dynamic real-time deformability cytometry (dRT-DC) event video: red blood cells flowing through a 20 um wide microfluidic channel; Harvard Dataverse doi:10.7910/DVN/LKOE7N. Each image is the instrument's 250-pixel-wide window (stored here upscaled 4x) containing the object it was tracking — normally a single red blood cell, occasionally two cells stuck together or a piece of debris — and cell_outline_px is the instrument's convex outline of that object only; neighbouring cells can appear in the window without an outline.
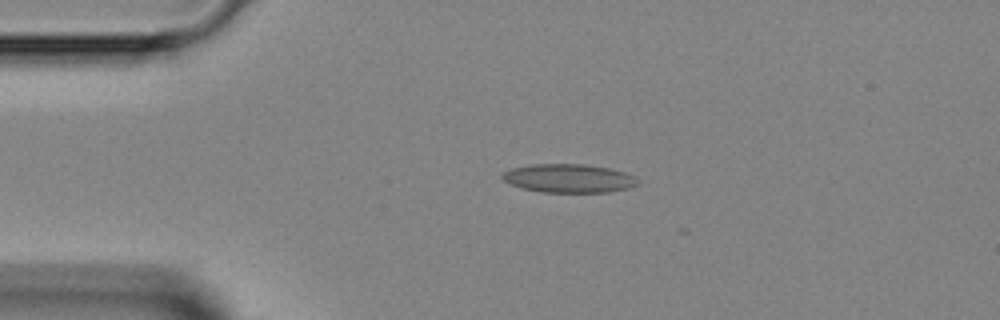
{"species": "Egyptian fruit bat (a non-hibernating species)", "species_latin": "Rousettus aegyptiacus", "temperature_condition": "room temperature", "stored_images_in_passage": 4, "camera_frame_rate_fps": 3000, "um_per_image_px": 0.085, "animal": {"sex": "female"}, "frame": {"image": 1, "passage_image": 1, "time_ms": 0.0, "image_size_px": [1000, 320], "cell_outline_px": [[640, 184], [628, 188], [608, 192], [540, 192], [524, 188], [512, 184], [504, 180], [500, 176], [504, 172], [512, 168], [532, 164], [584, 164], [608, 168], [624, 172], [632, 176]], "centroid_in_image_um": [48.34, 15.16], "position_along_channel_um": 36.7, "area_um2": 22.31}}